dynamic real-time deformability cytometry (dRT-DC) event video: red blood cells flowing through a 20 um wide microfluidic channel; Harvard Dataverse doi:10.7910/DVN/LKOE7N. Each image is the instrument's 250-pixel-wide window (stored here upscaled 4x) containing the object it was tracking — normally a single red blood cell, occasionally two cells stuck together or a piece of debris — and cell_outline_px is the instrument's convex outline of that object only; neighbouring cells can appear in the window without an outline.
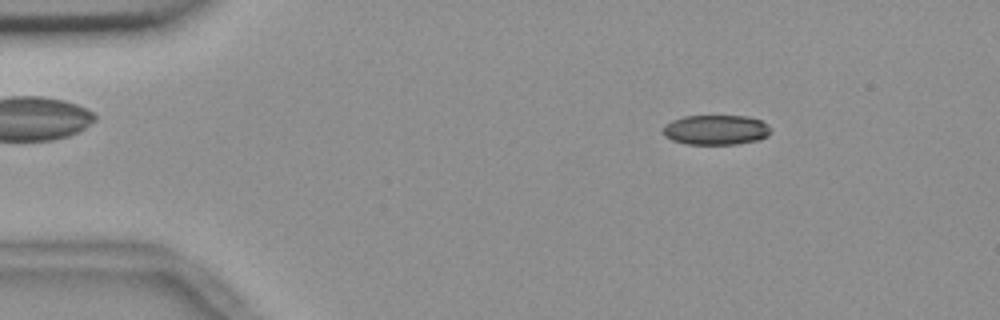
{"species": "common noctule bat (a hibernating species)", "species_latin": "Nyctalus noctula", "temperature_condition": "room temperature", "stored_images_in_passage": 29, "camera_frame_rate_fps": 3000, "um_per_image_px": 0.085, "animal": {"sex": "female", "body_mass_g": 18.4}, "frame": {"image": 1, "passage_image": 8, "time_ms": 2.333, "image_size_px": [1000, 320], "cell_outline_px": [[772, 132], [768, 136], [760, 140], [736, 144], [688, 144], [672, 140], [664, 136], [664, 124], [672, 120], [684, 116], [748, 116], [760, 120], [768, 124], [772, 128]], "centroid_in_image_um": [60.9, 11.04], "position_along_channel_um": 24.1, "area_um2": 18.96}}
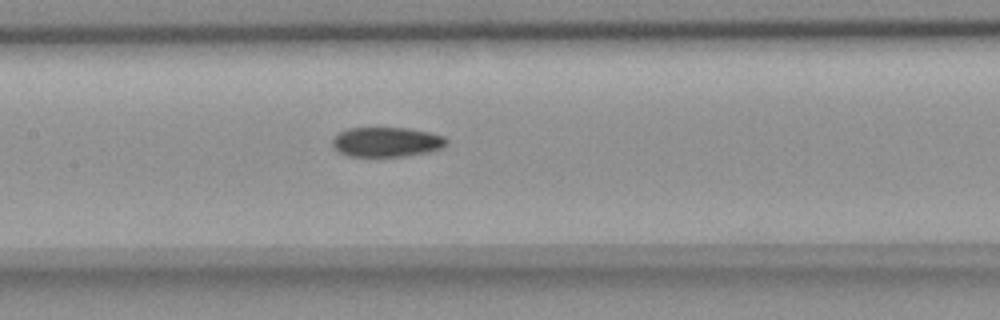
{"frame": {"image": 2, "passage_image": 26, "time_ms": 8.333, "image_size_px": [1000, 320], "cell_outline_px": [[448, 140], [440, 148], [428, 152], [404, 156], [348, 156], [332, 148], [332, 140], [340, 132], [348, 128], [408, 128], [432, 132], [444, 136]], "centroid_in_image_um": [32.85, 12.06], "position_along_channel_um": 174.6, "area_um2": 19.71}}
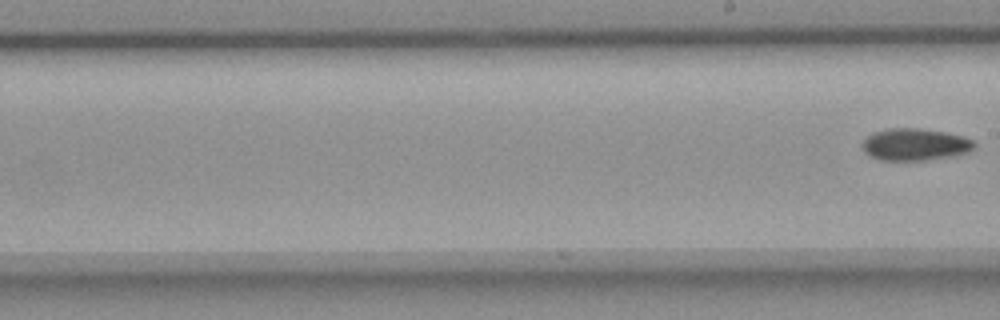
{"frame": {"image": 3, "passage_image": 29, "time_ms": 9.333, "image_size_px": [1000, 320], "cell_outline_px": [[976, 148], [968, 152], [924, 160], [880, 160], [868, 156], [860, 148], [864, 140], [872, 132], [888, 128], [920, 128], [944, 132], [964, 136], [972, 140], [976, 144]], "centroid_in_image_um": [77.73, 12.27], "position_along_channel_um": 211.3, "area_um2": 20.98}}